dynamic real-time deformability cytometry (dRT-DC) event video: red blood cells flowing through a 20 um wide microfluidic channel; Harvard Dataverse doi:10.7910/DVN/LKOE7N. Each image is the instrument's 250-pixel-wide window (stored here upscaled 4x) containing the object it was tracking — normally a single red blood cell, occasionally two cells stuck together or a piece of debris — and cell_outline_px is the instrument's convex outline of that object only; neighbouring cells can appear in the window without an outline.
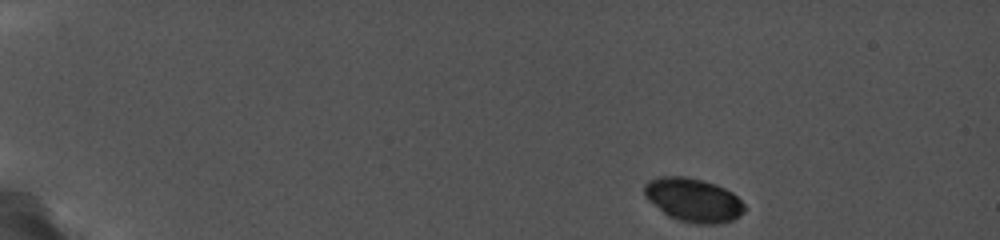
{"species": "common noctule bat (a hibernating species)", "species_latin": "Nyctalus noctula", "temperature_condition": "cold", "stored_images_in_passage": 37, "camera_frame_rate_fps": 5000, "um_per_image_px": 0.085, "animal": {"sex": "female", "body_mass_g": 19.0, "forearm_length_mm": 56.7}, "frame": {"image": 1, "passage_image": 1, "time_ms": 0.0, "image_size_px": [1000, 240], "cell_outline_px": [[744, 212], [740, 216], [732, 220], [720, 224], [696, 224], [680, 220], [668, 216], [648, 200], [644, 196], [644, 184], [648, 180], [660, 176], [684, 176], [704, 180], [716, 184], [732, 192], [744, 204]], "centroid_in_image_um": [58.92, 16.99], "position_along_channel_um": 26.1, "area_um2": 25.61}}
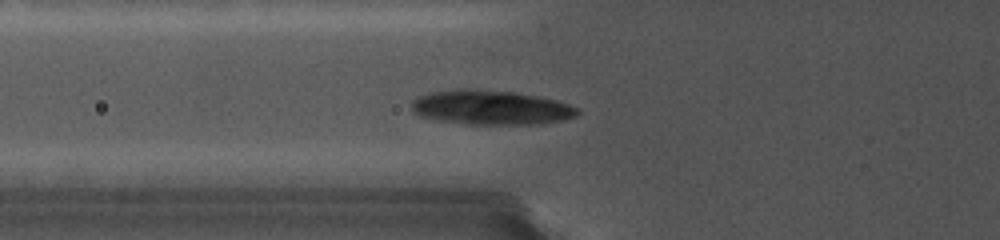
{"frame": {"image": 2, "passage_image": 13, "time_ms": 4.8, "image_size_px": [1000, 240], "cell_outline_px": [[580, 112], [576, 116], [564, 120], [540, 124], [468, 124], [440, 120], [420, 116], [412, 112], [412, 100], [420, 96], [432, 92], [512, 92], [536, 96], [556, 100], [580, 108]], "centroid_in_image_um": [41.82, 9.19], "position_along_channel_um": 84.0, "area_um2": 32.02}}
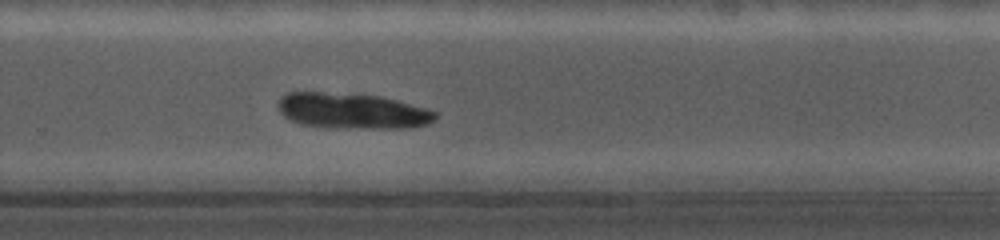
{"frame": {"image": 3, "passage_image": 31, "time_ms": 10.6, "image_size_px": [1000, 240], "cell_outline_px": [[436, 116], [428, 124], [412, 128], [332, 128], [300, 124], [284, 116], [280, 112], [280, 100], [288, 92], [316, 92], [376, 96], [428, 108], [436, 112]], "centroid_in_image_um": [29.96, 9.45], "position_along_channel_um": 299.8, "area_um2": 32.19}}